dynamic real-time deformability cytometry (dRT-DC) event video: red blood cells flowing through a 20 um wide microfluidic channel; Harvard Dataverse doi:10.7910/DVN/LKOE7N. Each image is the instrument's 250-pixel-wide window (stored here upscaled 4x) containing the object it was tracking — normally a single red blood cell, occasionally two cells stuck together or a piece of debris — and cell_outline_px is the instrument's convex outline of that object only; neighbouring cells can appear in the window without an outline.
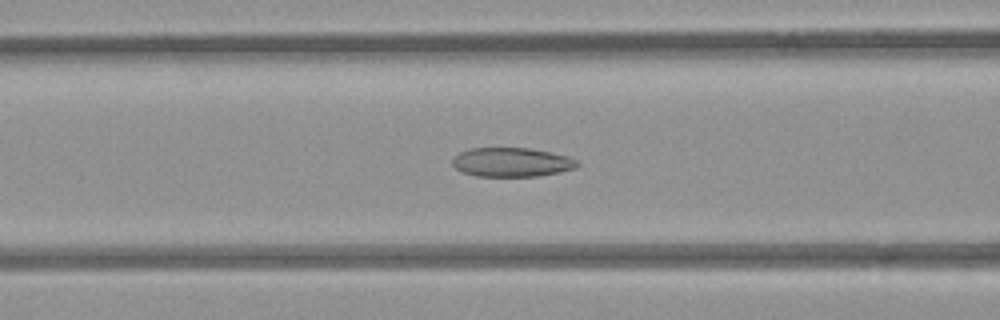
{"species": "common noctule bat (a hibernating species)", "species_latin": "Nyctalus noctula", "temperature_condition": "room temperature", "stored_images_in_passage": 44, "camera_frame_rate_fps": 3000, "um_per_image_px": 0.085, "animal": {"sex": "female", "body_mass_g": 21.9}, "frame": {"image": 1, "passage_image": 13, "time_ms": 4.0, "image_size_px": [1000, 320], "cell_outline_px": [[580, 164], [576, 168], [560, 172], [540, 176], [476, 176], [464, 172], [456, 168], [452, 164], [452, 160], [460, 152], [472, 148], [528, 148], [568, 156], [576, 160]], "centroid_in_image_um": [43.52, 13.79], "position_along_channel_um": 123.1, "area_um2": 21.04}}
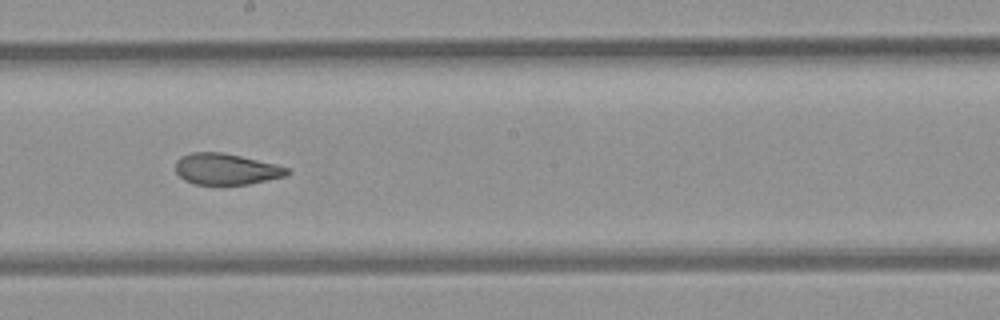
{"frame": {"image": 2, "passage_image": 21, "time_ms": 6.667, "image_size_px": [1000, 320], "cell_outline_px": [[292, 172], [288, 176], [248, 184], [196, 184], [184, 180], [176, 172], [176, 160], [180, 156], [192, 152], [220, 152], [240, 156], [276, 164], [288, 168]], "centroid_in_image_um": [19.24, 14.37], "position_along_channel_um": 229.0, "area_um2": 20.29}}
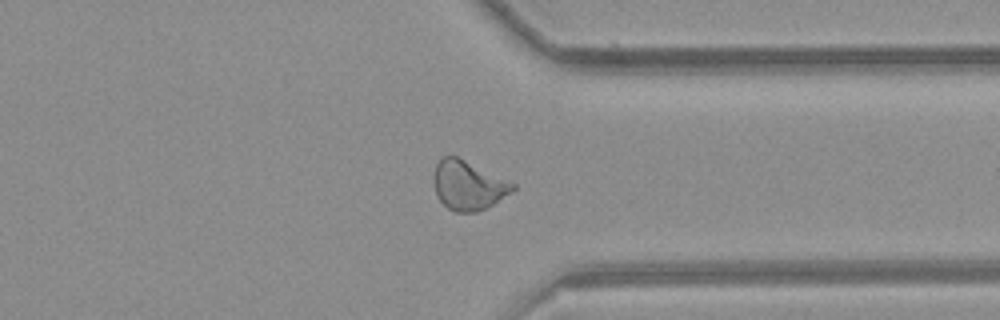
{"frame": {"image": 3, "passage_image": 32, "time_ms": 10.333, "image_size_px": [1000, 320], "cell_outline_px": [[516, 188], [512, 192], [492, 204], [476, 212], [456, 212], [448, 208], [436, 196], [432, 180], [436, 164], [444, 156], [456, 156], [508, 180], [516, 184]], "centroid_in_image_um": [39.77, 15.75], "position_along_channel_um": 371.6, "area_um2": 22.48}, "authors_computed_cell_mechanics": {"area_um2": 22.542, "velocity_mm_per_s": 3.9635, "shape_relaxation_time_tau1_ms": null, "shape_relaxation_time_tau2_ms": 1.7688, "deformation_change_tau1": null, "deformation_change_tau2": 0.071}}